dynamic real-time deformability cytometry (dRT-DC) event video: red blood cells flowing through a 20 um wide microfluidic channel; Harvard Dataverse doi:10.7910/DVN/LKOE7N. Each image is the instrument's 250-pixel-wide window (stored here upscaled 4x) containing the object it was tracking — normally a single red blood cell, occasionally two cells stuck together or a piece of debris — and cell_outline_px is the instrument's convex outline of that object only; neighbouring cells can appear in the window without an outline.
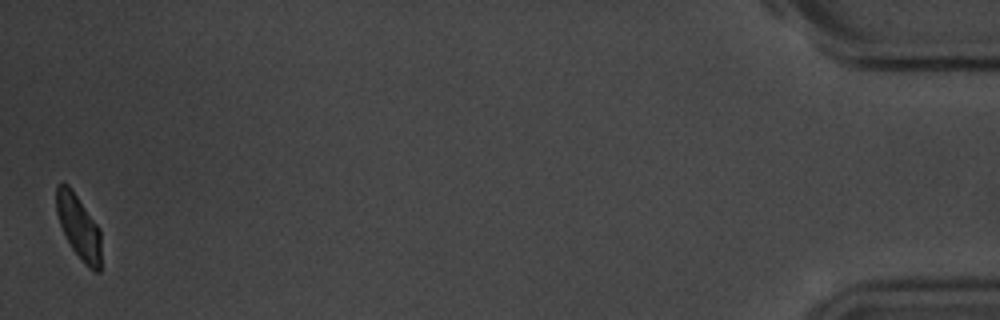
{"species": "common noctule bat (a hibernating species)", "species_latin": "Nyctalus noctula", "temperature_condition": "room temperature", "stored_images_in_passage": 41, "camera_frame_rate_fps": 3000, "um_per_image_px": 0.085, "animal": {"sex": "male", "body_mass_g": 20.1, "forearm_length_mm": 53.5}, "frame": {"image": 1, "passage_image": 41, "time_ms": 13.333, "image_size_px": [1000, 320], "cell_outline_px": [[100, 272], [96, 272], [88, 268], [84, 264], [72, 248], [60, 224], [56, 212], [56, 184], [68, 184], [100, 228]], "centroid_in_image_um": [6.69, 19.29], "position_along_channel_um": 428.5, "area_um2": 16.53}, "authors_computed_cell_mechanics": {"area_um2": 18.0336, "velocity_mm_per_s": 3.6574, "shape_relaxation_time_tau1_ms": 2.5251, "shape_relaxation_time_tau2_ms": 3.6536, "deformation_change_tau1": 0.1202, "deformation_change_tau2": 0.0655}}